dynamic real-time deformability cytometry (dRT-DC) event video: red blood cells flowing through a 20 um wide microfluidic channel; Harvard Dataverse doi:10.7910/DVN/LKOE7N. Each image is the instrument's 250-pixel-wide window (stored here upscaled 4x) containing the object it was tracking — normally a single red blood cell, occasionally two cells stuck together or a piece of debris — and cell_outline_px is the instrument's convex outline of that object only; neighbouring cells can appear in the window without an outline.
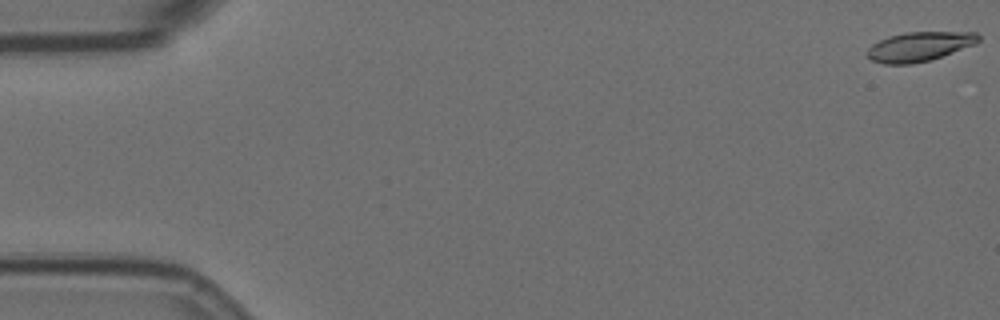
{"species": "Egyptian fruit bat (a non-hibernating species)", "species_latin": "Rousettus aegyptiacus", "temperature_condition": "room temperature", "stored_images_in_passage": 24, "camera_frame_rate_fps": 3000, "um_per_image_px": 0.085, "animal": {"sex": "female"}, "frame": {"image": 1, "passage_image": 1, "time_ms": 0.0, "image_size_px": [1000, 320], "cell_outline_px": [[980, 40], [976, 44], [932, 60], [912, 64], [884, 64], [872, 60], [868, 56], [868, 48], [872, 44], [888, 36], [908, 32], [976, 32], [980, 36]], "centroid_in_image_um": [78.18, 3.96], "position_along_channel_um": 6.8, "area_um2": 19.13}}
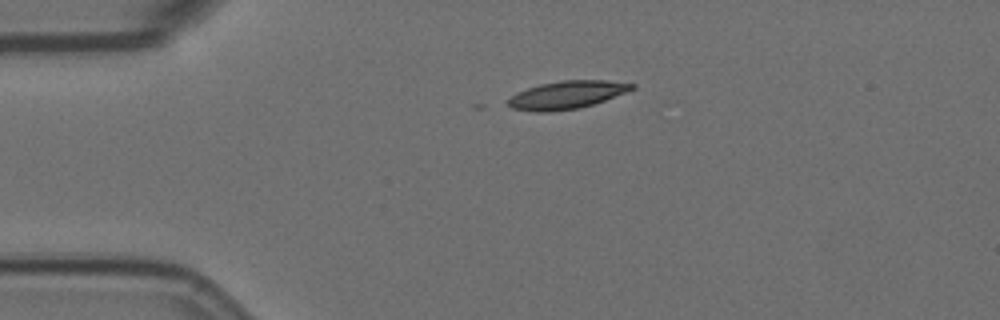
{"frame": {"image": 2, "passage_image": 13, "time_ms": 4.0, "image_size_px": [1000, 320], "cell_outline_px": [[636, 88], [604, 100], [580, 108], [548, 112], [536, 112], [512, 108], [508, 104], [508, 100], [512, 96], [528, 88], [540, 84], [564, 80], [608, 80], [636, 84]], "centroid_in_image_um": [48.21, 8.06], "position_along_channel_um": 36.8, "area_um2": 19.88}}
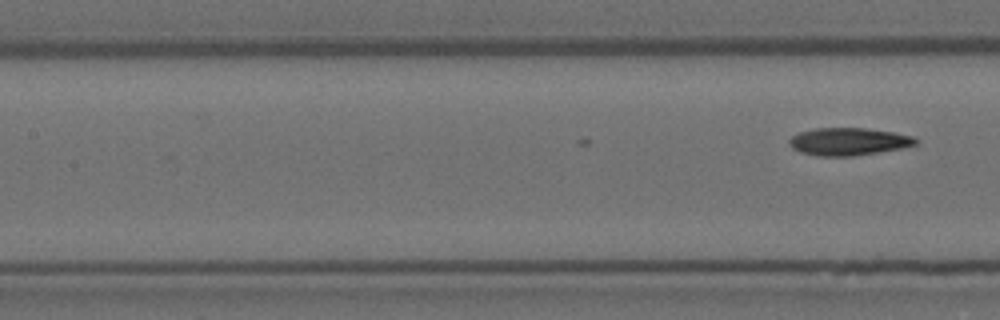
{"frame": {"image": 3, "passage_image": 24, "time_ms": 7.667, "image_size_px": [1000, 320], "cell_outline_px": [[916, 144], [904, 148], [852, 156], [816, 156], [800, 152], [792, 148], [788, 144], [788, 140], [792, 136], [800, 132], [816, 128], [868, 128], [892, 132], [912, 136], [916, 140]], "centroid_in_image_um": [72.09, 12.03], "position_along_channel_um": 135.3, "area_um2": 20.29}}